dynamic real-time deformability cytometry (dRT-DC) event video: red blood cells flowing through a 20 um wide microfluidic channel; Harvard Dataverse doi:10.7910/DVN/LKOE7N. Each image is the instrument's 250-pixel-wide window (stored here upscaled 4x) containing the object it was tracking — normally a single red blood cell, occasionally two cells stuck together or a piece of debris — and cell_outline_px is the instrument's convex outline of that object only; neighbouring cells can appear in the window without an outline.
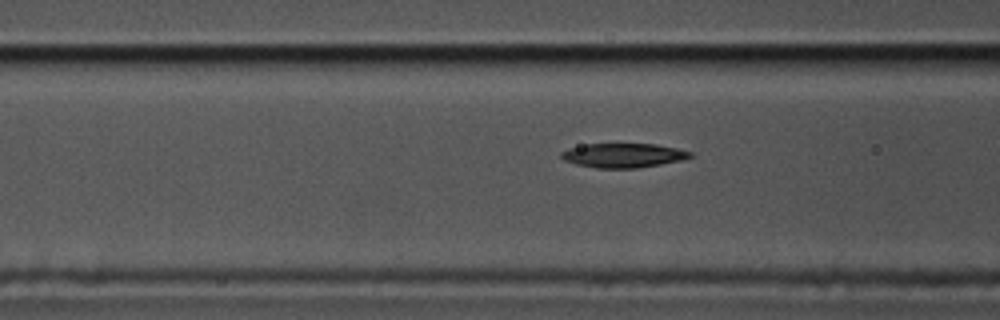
{"species": "common noctule bat (a hibernating species)", "species_latin": "Nyctalus noctula", "temperature_condition": "cold", "stored_images_in_passage": 42, "camera_frame_rate_fps": 3000, "um_per_image_px": 0.085, "animal": {"sex": "male", "body_mass_g": 17.5, "forearm_length_mm": 52.3}, "frame": {"image": 1, "passage_image": 7, "time_ms": 2.0, "image_size_px": [1000, 320], "cell_outline_px": [[692, 156], [680, 160], [660, 164], [636, 168], [596, 168], [576, 164], [564, 160], [560, 156], [560, 152], [568, 148], [588, 144], [656, 144], [676, 148], [692, 152]], "centroid_in_image_um": [52.94, 13.2], "position_along_channel_um": 113.7, "area_um2": 18.09}}
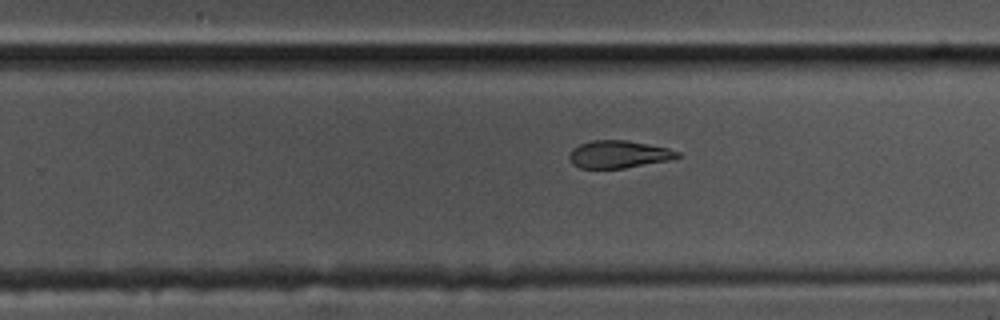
{"frame": {"image": 2, "passage_image": 21, "time_ms": 6.667, "image_size_px": [1000, 320], "cell_outline_px": [[680, 156], [672, 160], [624, 168], [580, 168], [572, 164], [568, 160], [568, 156], [572, 148], [580, 144], [592, 140], [628, 140], [668, 148], [680, 152]], "centroid_in_image_um": [52.57, 13.12], "position_along_channel_um": 277.2, "area_um2": 17.51}}
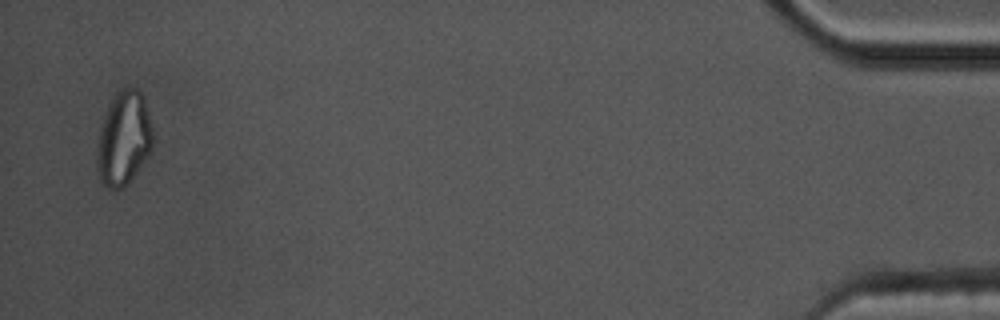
{"frame": {"image": 3, "passage_image": 41, "time_ms": 13.333, "image_size_px": [1000, 320], "cell_outline_px": [[152, 148], [148, 156], [132, 176], [120, 188], [108, 188], [100, 180], [96, 160], [96, 144], [100, 128], [104, 116], [116, 92], [120, 88], [136, 88], [140, 92], [144, 100], [152, 128]], "centroid_in_image_um": [10.49, 11.75], "position_along_channel_um": 424.7, "area_um2": 30.0}}